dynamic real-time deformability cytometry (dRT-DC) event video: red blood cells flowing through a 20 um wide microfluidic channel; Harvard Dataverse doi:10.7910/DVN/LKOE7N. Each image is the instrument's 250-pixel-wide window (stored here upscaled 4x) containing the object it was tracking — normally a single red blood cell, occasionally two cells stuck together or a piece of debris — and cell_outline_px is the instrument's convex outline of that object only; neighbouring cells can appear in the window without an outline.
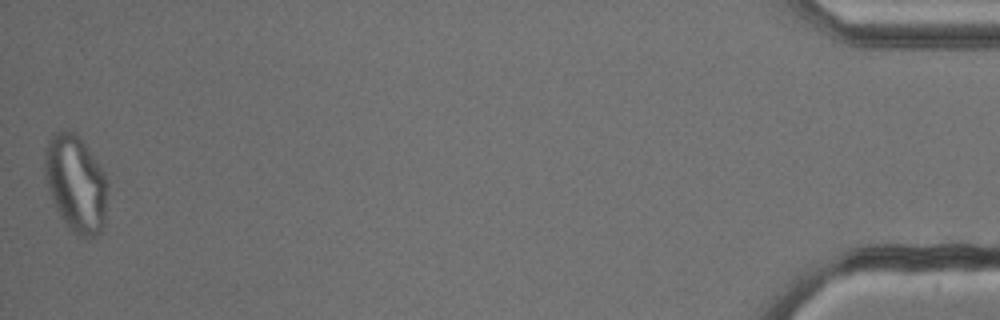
{"species": "common noctule bat (a hibernating species)", "species_latin": "Nyctalus noctula", "temperature_condition": "cold", "stored_images_in_passage": 52, "camera_frame_rate_fps": 3000, "um_per_image_px": 0.085, "animal": {"sex": "male", "body_mass_g": 13.3}, "frame": {"image": 1, "passage_image": 52, "time_ms": 17.0, "image_size_px": [1000, 320], "cell_outline_px": [[108, 184], [104, 224], [100, 232], [96, 236], [88, 240], [84, 240], [72, 232], [68, 228], [56, 208], [52, 200], [44, 176], [44, 148], [52, 132], [76, 132], [80, 136], [104, 172], [108, 180]], "centroid_in_image_um": [6.44, 15.62], "position_along_channel_um": 428.8, "area_um2": 36.07}}